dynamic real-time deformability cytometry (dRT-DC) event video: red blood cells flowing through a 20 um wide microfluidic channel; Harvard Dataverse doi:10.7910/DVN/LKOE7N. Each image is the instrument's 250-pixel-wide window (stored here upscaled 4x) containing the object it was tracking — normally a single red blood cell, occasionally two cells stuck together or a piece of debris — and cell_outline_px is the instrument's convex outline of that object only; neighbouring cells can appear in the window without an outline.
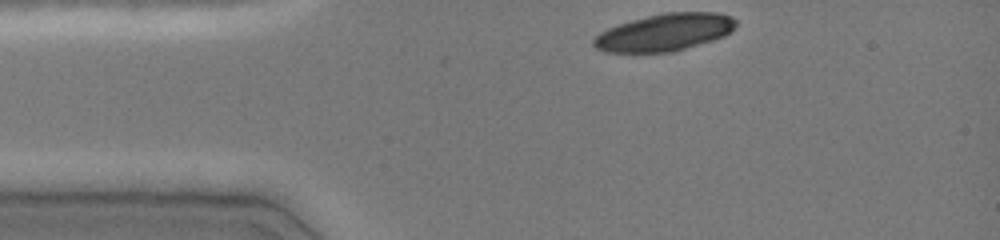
{"species": "common noctule bat (a hibernating species)", "species_latin": "Nyctalus noctula", "temperature_condition": "cold", "stored_images_in_passage": 34, "camera_frame_rate_fps": 3000, "um_per_image_px": 0.085, "animal": {"sex": "female", "body_mass_g": 19.0, "forearm_length_mm": 51.5}, "frame": {"image": 1, "passage_image": 1, "time_ms": 0.0, "image_size_px": [1000, 240], "cell_outline_px": [[736, 24], [724, 36], [712, 40], [672, 52], [604, 52], [596, 48], [592, 44], [592, 40], [600, 32], [608, 28], [632, 20], [664, 12], [720, 12], [732, 16], [736, 20]], "centroid_in_image_um": [56.48, 2.74], "position_along_channel_um": 28.5, "area_um2": 30.69}}